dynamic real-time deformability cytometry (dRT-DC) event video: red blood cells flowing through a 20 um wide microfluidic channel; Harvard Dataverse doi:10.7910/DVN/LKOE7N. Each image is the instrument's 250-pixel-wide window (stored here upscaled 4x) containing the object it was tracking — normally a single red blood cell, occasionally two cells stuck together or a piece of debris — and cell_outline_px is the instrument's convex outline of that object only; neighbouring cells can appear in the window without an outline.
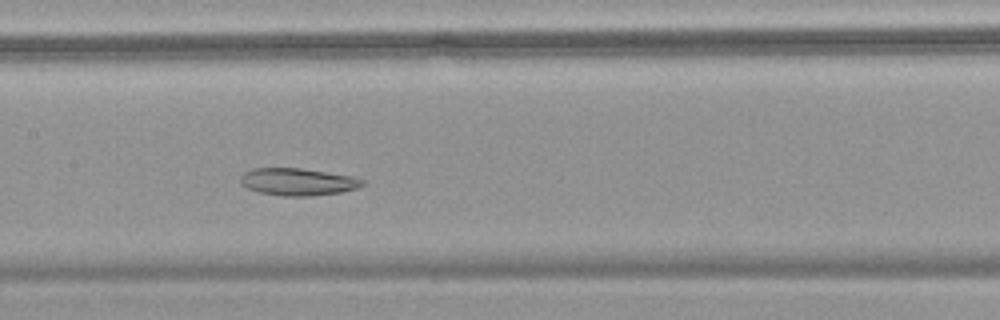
{"species": "common noctule bat (a hibernating species)", "species_latin": "Nyctalus noctula", "temperature_condition": "warm", "stored_images_in_passage": 16, "camera_frame_rate_fps": 3000, "um_per_image_px": 0.085, "animal": {"sex": "female", "body_mass_g": 18.4}, "frame": {"image": 1, "passage_image": 12, "time_ms": 3.667, "image_size_px": [1000, 320], "cell_outline_px": [[364, 184], [356, 188], [340, 192], [312, 196], [284, 196], [260, 192], [248, 188], [240, 184], [240, 176], [244, 172], [252, 168], [300, 168], [352, 176], [364, 180]], "centroid_in_image_um": [25.28, 15.45], "position_along_channel_um": 182.1, "area_um2": 19.31}}
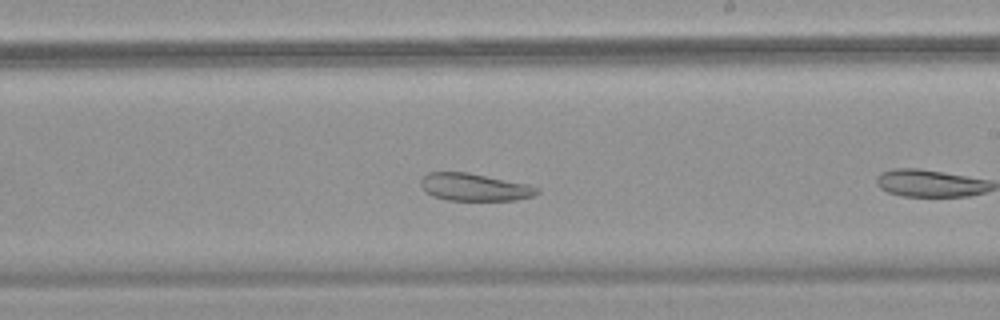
{"frame": {"image": 2, "passage_image": 14, "time_ms": 4.333, "image_size_px": [1000, 320], "cell_outline_px": [[540, 192], [532, 196], [516, 200], [448, 200], [432, 196], [420, 184], [420, 180], [428, 172], [468, 172], [528, 184], [540, 188]], "centroid_in_image_um": [40.35, 15.9], "position_along_channel_um": 248.6, "area_um2": 18.55}}